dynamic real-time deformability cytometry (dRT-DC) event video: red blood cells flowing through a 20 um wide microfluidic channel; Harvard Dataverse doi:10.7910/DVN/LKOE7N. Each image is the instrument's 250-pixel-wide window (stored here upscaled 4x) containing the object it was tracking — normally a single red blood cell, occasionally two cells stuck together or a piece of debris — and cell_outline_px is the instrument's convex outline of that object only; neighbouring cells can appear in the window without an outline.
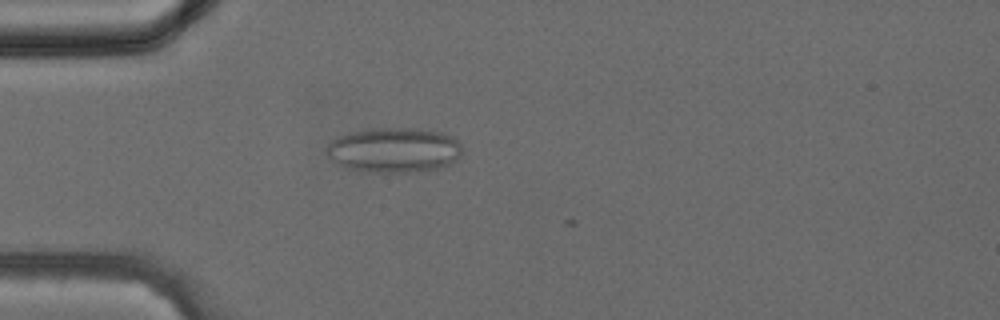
{"species": "common noctule bat (a hibernating species)", "species_latin": "Nyctalus noctula", "temperature_condition": "cold", "stored_images_in_passage": 3, "camera_frame_rate_fps": 3000, "um_per_image_px": 0.085, "animal": {"sex": "female", "body_mass_g": 24.6, "forearm_length_mm": 56.2}, "frame": {"image": 1, "passage_image": 1, "time_ms": 0.0, "image_size_px": [1000, 320], "cell_outline_px": [[460, 156], [456, 160], [448, 164], [436, 168], [416, 172], [380, 172], [344, 168], [328, 156], [328, 144], [332, 140], [340, 136], [352, 132], [380, 128], [416, 128], [440, 132], [452, 136], [460, 144]], "centroid_in_image_um": [33.51, 12.75], "position_along_channel_um": 51.5, "area_um2": 35.03}}